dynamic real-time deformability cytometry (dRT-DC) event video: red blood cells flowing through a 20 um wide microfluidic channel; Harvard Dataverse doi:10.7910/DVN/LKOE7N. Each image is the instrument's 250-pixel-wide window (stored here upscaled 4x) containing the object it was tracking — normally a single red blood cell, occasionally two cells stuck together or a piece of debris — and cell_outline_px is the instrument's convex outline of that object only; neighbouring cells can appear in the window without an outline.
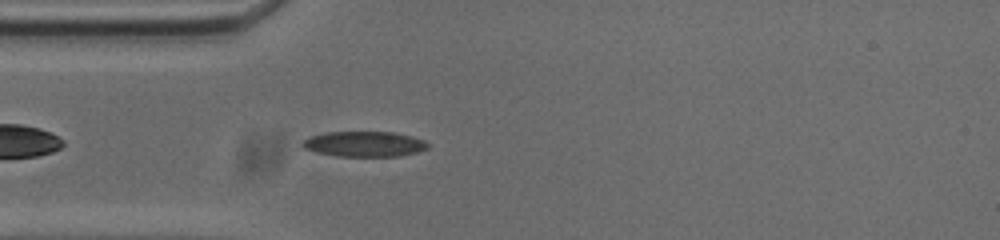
{"species": "common noctule bat (a hibernating species)", "species_latin": "Nyctalus noctula", "temperature_condition": "cold", "stored_images_in_passage": 43, "camera_frame_rate_fps": 3000, "um_per_image_px": 0.085, "animal": {"sex": "male", "body_mass_g": 20.0, "forearm_length_mm": 53.3}, "frame": {"image": 1, "passage_image": 4, "time_ms": 1.0, "image_size_px": [1000, 240], "cell_outline_px": [[428, 148], [416, 152], [400, 156], [336, 156], [316, 152], [304, 148], [300, 144], [308, 136], [328, 132], [392, 132], [412, 136], [424, 140], [428, 144]], "centroid_in_image_um": [30.94, 12.24], "position_along_channel_um": 54.1, "area_um2": 18.5}}
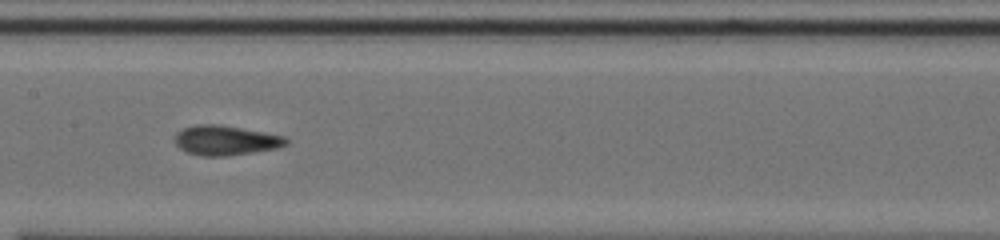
{"frame": {"image": 2, "passage_image": 15, "time_ms": 4.667, "image_size_px": [1000, 240], "cell_outline_px": [[288, 144], [280, 148], [228, 156], [200, 156], [184, 152], [176, 144], [176, 132], [184, 128], [196, 124], [220, 124], [264, 132], [284, 136], [288, 140]], "centroid_in_image_um": [19.19, 11.94], "position_along_channel_um": 188.2, "area_um2": 19.48}}
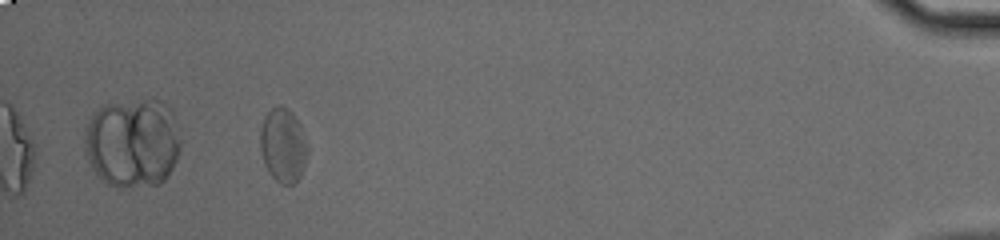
{"frame": {"image": 3, "passage_image": 39, "time_ms": 12.667, "image_size_px": [1000, 240], "cell_outline_px": [[308, 152], [300, 176], [292, 184], [280, 184], [268, 172], [264, 164], [260, 148], [260, 128], [264, 116], [276, 104], [280, 104], [288, 108], [292, 112], [300, 124], [308, 148]], "centroid_in_image_um": [24.04, 12.32], "position_along_channel_um": 411.2, "area_um2": 20.58}, "authors_computed_cell_mechanics": {"area_um2": 19.074, "velocity_mm_per_s": 3.7084, "shape_relaxation_time_tau1_ms": 7.6981, "shape_relaxation_time_tau2_ms": 1.8892, "deformation_change_tau1": 0.1783, "deformation_change_tau2": 0.0818}}